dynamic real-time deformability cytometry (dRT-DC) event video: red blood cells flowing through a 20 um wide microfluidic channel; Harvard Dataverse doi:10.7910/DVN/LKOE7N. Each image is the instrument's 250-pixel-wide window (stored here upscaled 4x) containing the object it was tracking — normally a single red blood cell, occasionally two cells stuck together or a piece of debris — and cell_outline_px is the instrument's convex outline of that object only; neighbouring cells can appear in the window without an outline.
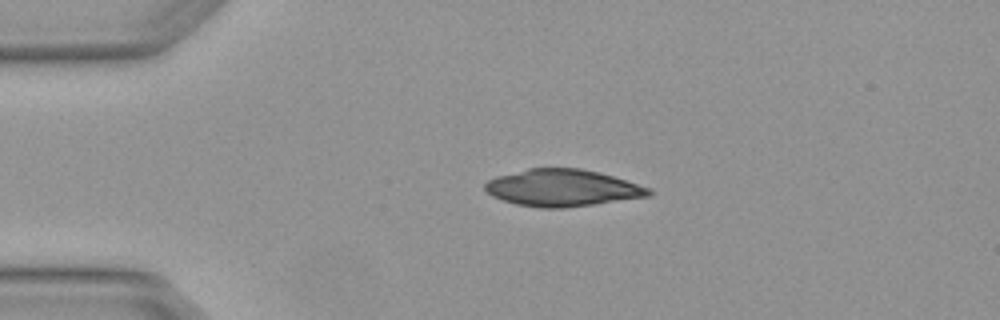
{"species": "Egyptian fruit bat (a non-hibernating species)", "species_latin": "Rousettus aegyptiacus", "temperature_condition": "warm", "stored_images_in_passage": 2, "camera_frame_rate_fps": 3000, "um_per_image_px": 0.085, "animal": {"sex": "female"}, "frame": {"image": 1, "passage_image": 1, "time_ms": 0.0, "image_size_px": [1000, 320], "cell_outline_px": [[652, 196], [564, 208], [540, 208], [516, 204], [492, 196], [484, 192], [484, 184], [488, 180], [496, 176], [528, 168], [580, 168], [600, 172], [652, 188]], "centroid_in_image_um": [47.81, 15.97], "position_along_channel_um": 37.2, "area_um2": 35.49}}